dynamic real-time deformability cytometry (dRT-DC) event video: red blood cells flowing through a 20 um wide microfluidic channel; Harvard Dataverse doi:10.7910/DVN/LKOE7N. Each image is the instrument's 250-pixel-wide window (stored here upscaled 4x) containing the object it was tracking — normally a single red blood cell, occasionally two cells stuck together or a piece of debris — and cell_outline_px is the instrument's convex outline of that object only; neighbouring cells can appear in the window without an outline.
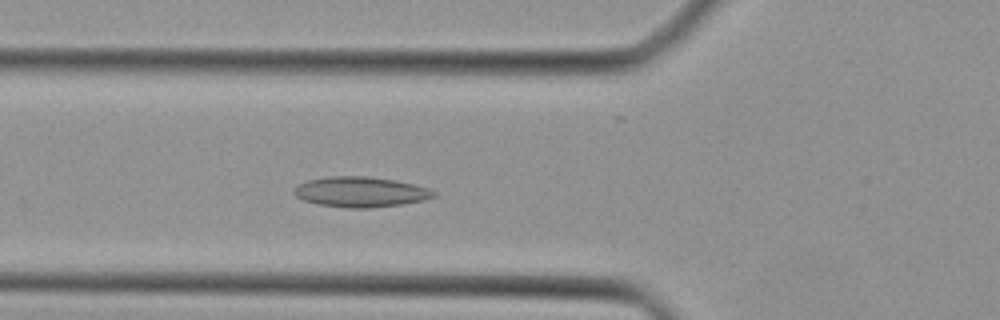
{"species": "Egyptian fruit bat (a non-hibernating species)", "species_latin": "Rousettus aegyptiacus", "temperature_condition": "cold", "stored_images_in_passage": 35, "camera_frame_rate_fps": 3000, "um_per_image_px": 0.085, "animal": {"sex": "female"}, "frame": {"image": 1, "passage_image": 9, "time_ms": 2.667, "image_size_px": [1000, 320], "cell_outline_px": [[436, 196], [424, 200], [400, 204], [368, 208], [348, 208], [316, 204], [304, 200], [296, 196], [292, 192], [292, 188], [296, 184], [308, 180], [328, 176], [368, 176], [396, 180], [428, 188], [436, 192]], "centroid_in_image_um": [30.6, 16.31], "position_along_channel_um": 95.2, "area_um2": 24.8}}
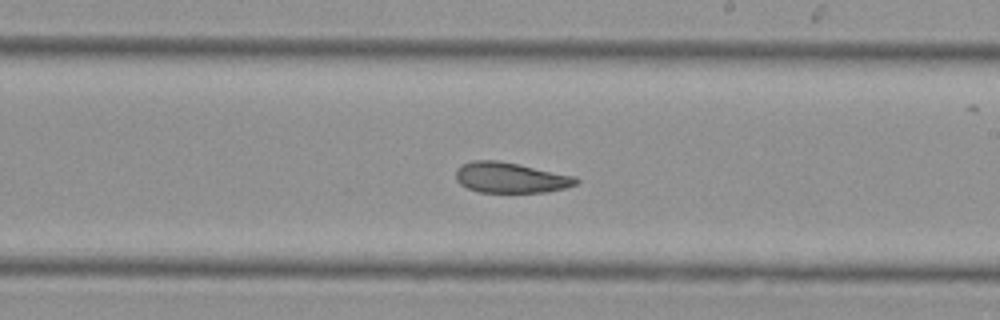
{"frame": {"image": 2, "passage_image": 19, "time_ms": 6.0, "image_size_px": [1000, 320], "cell_outline_px": [[580, 180], [576, 184], [564, 188], [548, 192], [480, 192], [468, 188], [460, 184], [456, 180], [456, 168], [460, 164], [472, 160], [500, 160], [520, 164], [576, 176]], "centroid_in_image_um": [43.38, 15.08], "position_along_channel_um": 245.6, "area_um2": 21.62}}
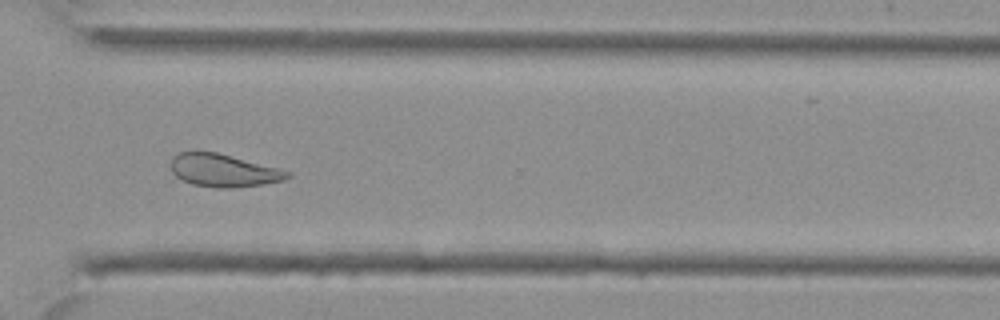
{"frame": {"image": 3, "passage_image": 26, "time_ms": 8.333, "image_size_px": [1000, 320], "cell_outline_px": [[292, 176], [284, 180], [260, 184], [232, 188], [216, 188], [192, 184], [176, 176], [172, 172], [172, 156], [180, 152], [216, 152], [276, 168], [288, 172]], "centroid_in_image_um": [18.96, 14.5], "position_along_channel_um": 351.6, "area_um2": 21.73}}